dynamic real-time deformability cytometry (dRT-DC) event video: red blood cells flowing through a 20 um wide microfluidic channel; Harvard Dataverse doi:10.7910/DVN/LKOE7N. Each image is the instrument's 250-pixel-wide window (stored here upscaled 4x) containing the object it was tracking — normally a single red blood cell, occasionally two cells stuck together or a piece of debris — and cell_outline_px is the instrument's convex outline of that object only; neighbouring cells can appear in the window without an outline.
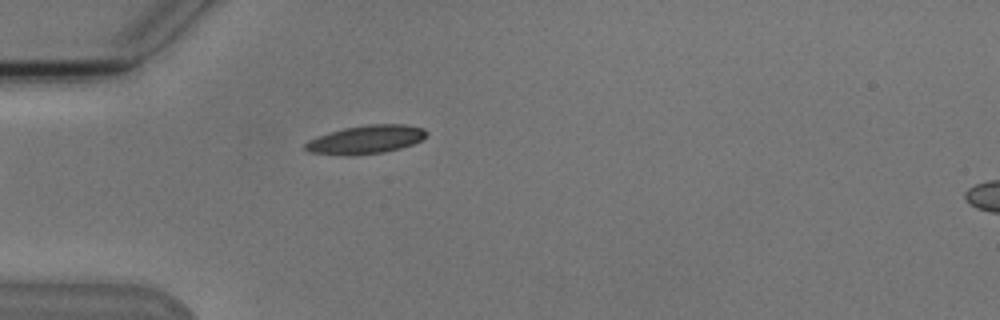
{"species": "Egyptian fruit bat (a non-hibernating species)", "species_latin": "Rousettus aegyptiacus", "temperature_condition": "cold", "stored_images_in_passage": 1, "camera_frame_rate_fps": 3000, "um_per_image_px": 0.085, "animal": {"sex": "male"}, "frame": {"image": 1, "passage_image": 1, "time_ms": 0.0, "image_size_px": [1000, 320], "cell_outline_px": [[428, 132], [420, 140], [412, 144], [400, 148], [384, 152], [312, 152], [304, 148], [304, 144], [308, 140], [344, 128], [372, 124], [404, 124], [424, 128]], "centroid_in_image_um": [31.2, 11.8], "position_along_channel_um": 53.8, "area_um2": 18.73}}